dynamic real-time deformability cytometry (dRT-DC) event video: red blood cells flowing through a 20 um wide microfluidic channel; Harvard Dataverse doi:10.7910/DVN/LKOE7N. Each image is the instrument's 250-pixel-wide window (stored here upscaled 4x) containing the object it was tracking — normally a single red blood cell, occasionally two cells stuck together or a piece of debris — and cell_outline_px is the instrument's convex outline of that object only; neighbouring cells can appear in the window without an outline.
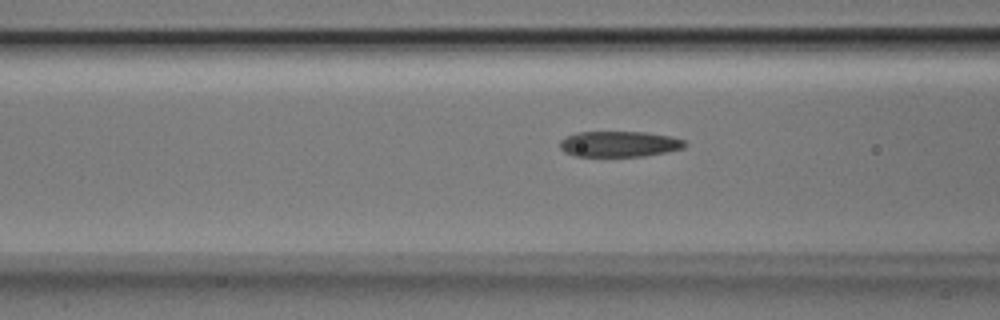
{"species": "Egyptian fruit bat (a non-hibernating species)", "species_latin": "Rousettus aegyptiacus", "temperature_condition": "room temperature", "stored_images_in_passage": 37, "camera_frame_rate_fps": 3000, "um_per_image_px": 0.085, "animal": {"sex": "male"}, "frame": {"image": 1, "passage_image": 16, "time_ms": 5.0, "image_size_px": [1000, 320], "cell_outline_px": [[688, 144], [684, 148], [644, 156], [576, 156], [564, 152], [560, 148], [560, 140], [564, 136], [576, 132], [644, 132], [672, 136], [684, 140]], "centroid_in_image_um": [52.62, 12.23], "position_along_channel_um": 114.0, "area_um2": 18.84}}
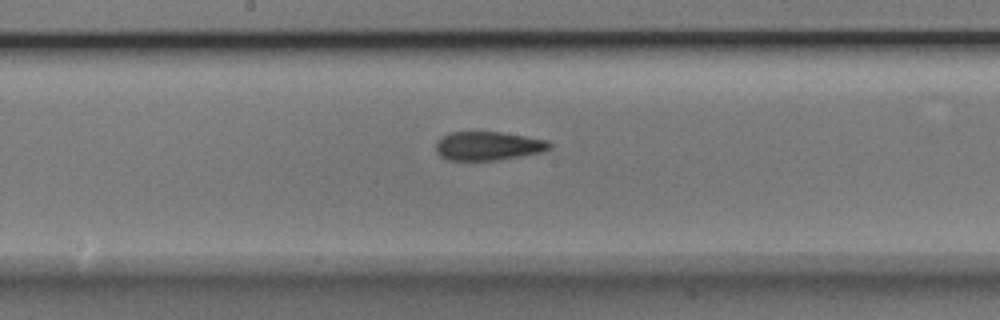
{"frame": {"image": 2, "passage_image": 23, "time_ms": 7.333, "image_size_px": [1000, 320], "cell_outline_px": [[552, 148], [540, 152], [520, 156], [496, 160], [448, 160], [440, 156], [436, 152], [436, 140], [440, 136], [448, 132], [500, 132], [548, 140], [552, 144]], "centroid_in_image_um": [41.45, 12.4], "position_along_channel_um": 206.7, "area_um2": 19.13}}
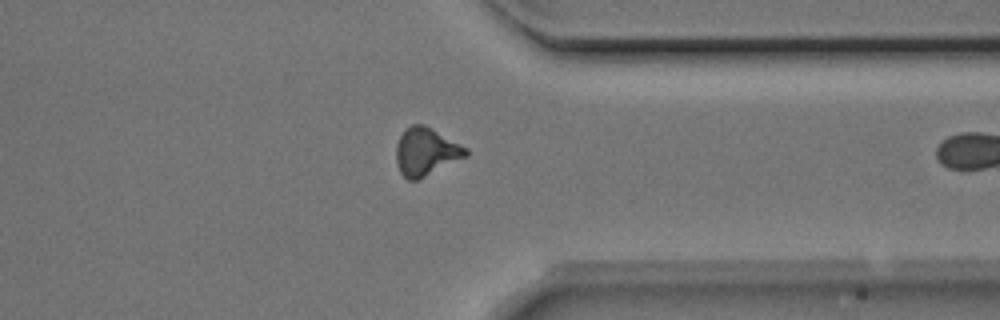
{"frame": {"image": 3, "passage_image": 36, "time_ms": 11.667, "image_size_px": [1000, 320], "cell_outline_px": [[468, 156], [416, 180], [408, 180], [400, 172], [396, 160], [396, 144], [404, 128], [412, 124], [424, 124], [468, 148]], "centroid_in_image_um": [36.2, 12.87], "position_along_channel_um": 375.2, "area_um2": 19.36}}